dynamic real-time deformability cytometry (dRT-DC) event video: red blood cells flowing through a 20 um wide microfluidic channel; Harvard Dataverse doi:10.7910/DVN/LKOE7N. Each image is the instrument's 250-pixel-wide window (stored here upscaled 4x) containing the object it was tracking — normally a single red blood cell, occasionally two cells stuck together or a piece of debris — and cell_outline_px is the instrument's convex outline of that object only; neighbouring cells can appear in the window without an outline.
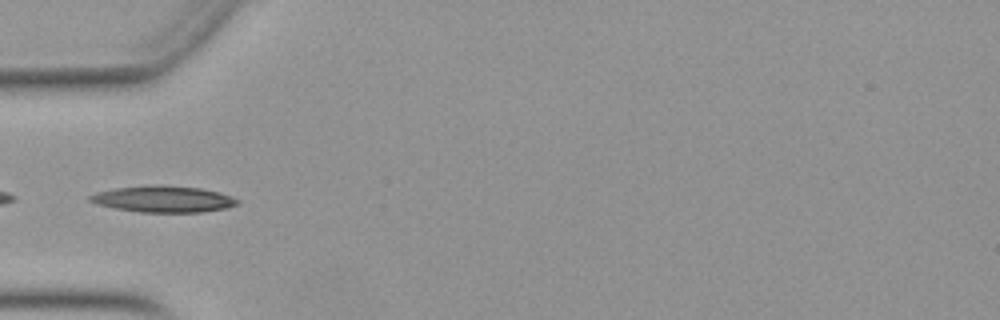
{"species": "Egyptian fruit bat (a non-hibernating species)", "species_latin": "Rousettus aegyptiacus", "temperature_condition": "warm", "stored_images_in_passage": 35, "camera_frame_rate_fps": 3000, "um_per_image_px": 0.085, "animal": {"sex": "female"}, "frame": {"image": 1, "passage_image": 1, "time_ms": 0.0, "image_size_px": [1000, 320], "cell_outline_px": [[240, 200], [236, 204], [228, 208], [200, 212], [136, 212], [112, 208], [96, 204], [88, 200], [88, 196], [96, 192], [116, 188], [152, 184], [160, 184], [200, 188], [220, 192], [232, 196]], "centroid_in_image_um": [13.86, 16.91], "position_along_channel_um": 71.1, "area_um2": 23.0}}
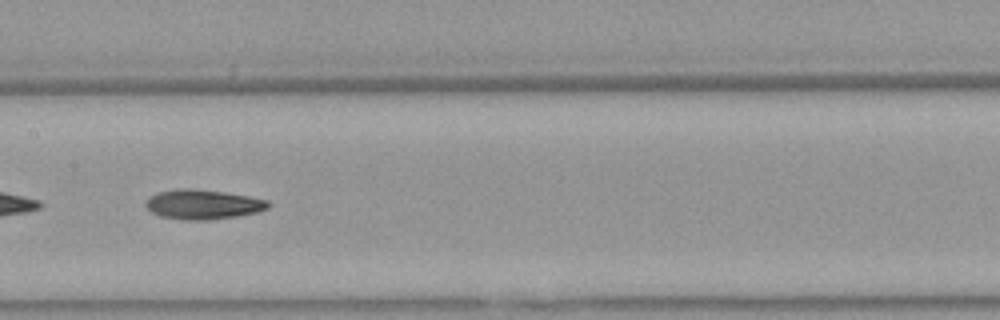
{"frame": {"image": 2, "passage_image": 10, "time_ms": 3.0, "image_size_px": [1000, 320], "cell_outline_px": [[272, 204], [268, 208], [256, 212], [236, 216], [204, 220], [184, 220], [160, 216], [152, 212], [144, 204], [148, 196], [156, 192], [176, 188], [192, 188], [224, 192], [248, 196], [268, 200]], "centroid_in_image_um": [17.21, 17.36], "position_along_channel_um": 190.2, "area_um2": 21.27}}
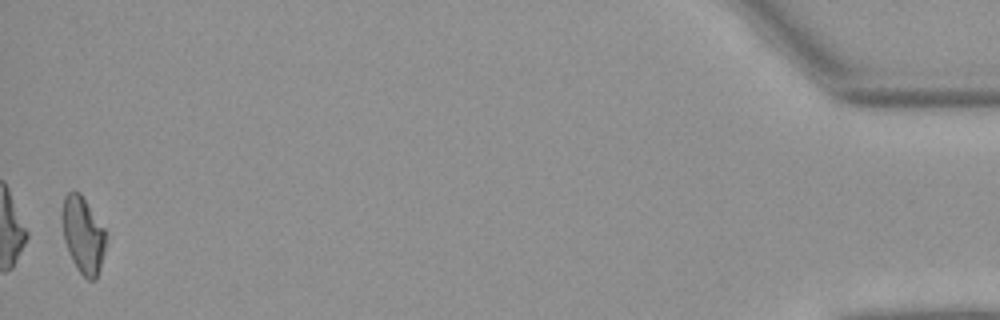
{"frame": {"image": 3, "passage_image": 35, "time_ms": 11.333, "image_size_px": [1000, 320], "cell_outline_px": [[104, 252], [100, 268], [96, 280], [88, 280], [76, 268], [72, 260], [64, 240], [60, 216], [60, 212], [64, 196], [68, 192], [80, 192], [104, 228]], "centroid_in_image_um": [7.01, 19.95], "position_along_channel_um": 428.2, "area_um2": 19.48}, "authors_computed_cell_mechanics": {"area_um2": 20.23, "velocity_mm_per_s": 3.9534, "shape_relaxation_time_tau1_ms": 10.1822, "shape_relaxation_time_tau2_ms": 3.3861, "deformation_change_tau1": 0.2545, "deformation_change_tau2": 0.122}}